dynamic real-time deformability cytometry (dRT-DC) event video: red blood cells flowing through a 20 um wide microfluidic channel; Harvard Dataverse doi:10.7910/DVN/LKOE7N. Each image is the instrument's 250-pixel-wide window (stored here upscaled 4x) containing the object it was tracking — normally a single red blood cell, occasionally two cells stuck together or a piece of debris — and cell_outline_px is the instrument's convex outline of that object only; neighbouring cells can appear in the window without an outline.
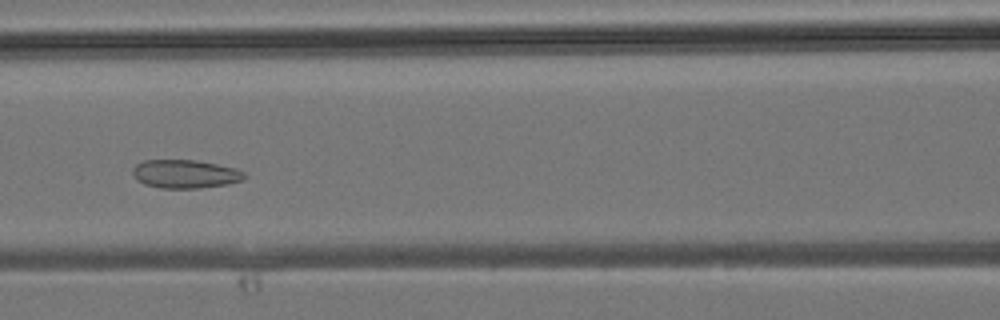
{"species": "common noctule bat (a hibernating species)", "species_latin": "Nyctalus noctula", "temperature_condition": "room temperature", "stored_images_in_passage": 36, "camera_frame_rate_fps": 3000, "um_per_image_px": 0.085, "animal": {"sex": "male", "body_mass_g": 19.2, "forearm_length_mm": 51.8}, "frame": {"image": 1, "passage_image": 14, "time_ms": 4.333, "image_size_px": [1000, 320], "cell_outline_px": [[248, 176], [240, 180], [224, 184], [200, 188], [160, 188], [144, 184], [132, 172], [132, 168], [136, 164], [144, 160], [196, 160], [236, 168], [244, 172]], "centroid_in_image_um": [15.74, 14.78], "position_along_channel_um": 150.9, "area_um2": 18.32}}
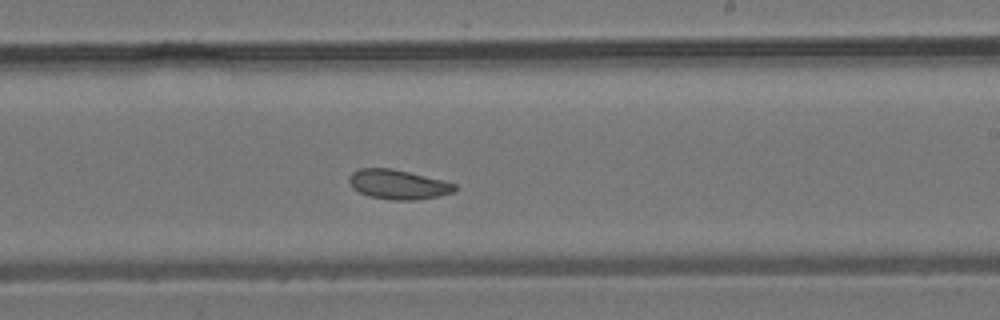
{"frame": {"image": 2, "passage_image": 20, "time_ms": 6.333, "image_size_px": [1000, 320], "cell_outline_px": [[456, 188], [452, 192], [440, 196], [416, 200], [388, 200], [368, 196], [352, 188], [348, 180], [348, 176], [352, 172], [360, 168], [392, 168], [456, 184]], "centroid_in_image_um": [33.78, 15.69], "position_along_channel_um": 255.2, "area_um2": 18.15}}
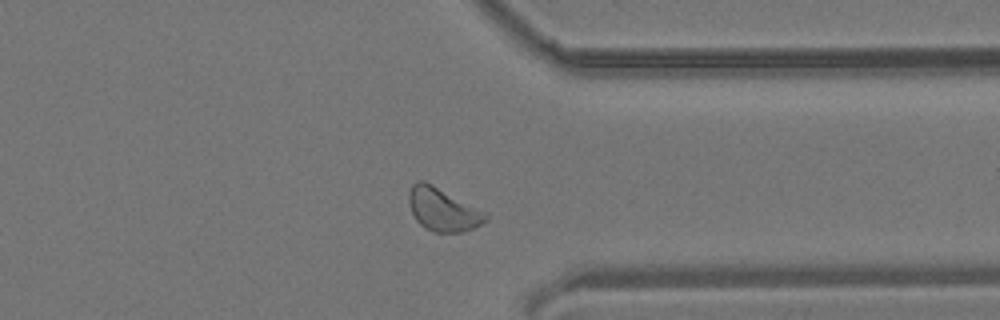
{"frame": {"image": 3, "passage_image": 27, "time_ms": 8.667, "image_size_px": [1000, 320], "cell_outline_px": [[488, 220], [472, 228], [460, 232], [436, 232], [424, 228], [416, 220], [408, 204], [408, 192], [412, 184], [416, 180], [424, 180], [488, 212]], "centroid_in_image_um": [37.63, 17.79], "position_along_channel_um": 373.8, "area_um2": 19.48}}